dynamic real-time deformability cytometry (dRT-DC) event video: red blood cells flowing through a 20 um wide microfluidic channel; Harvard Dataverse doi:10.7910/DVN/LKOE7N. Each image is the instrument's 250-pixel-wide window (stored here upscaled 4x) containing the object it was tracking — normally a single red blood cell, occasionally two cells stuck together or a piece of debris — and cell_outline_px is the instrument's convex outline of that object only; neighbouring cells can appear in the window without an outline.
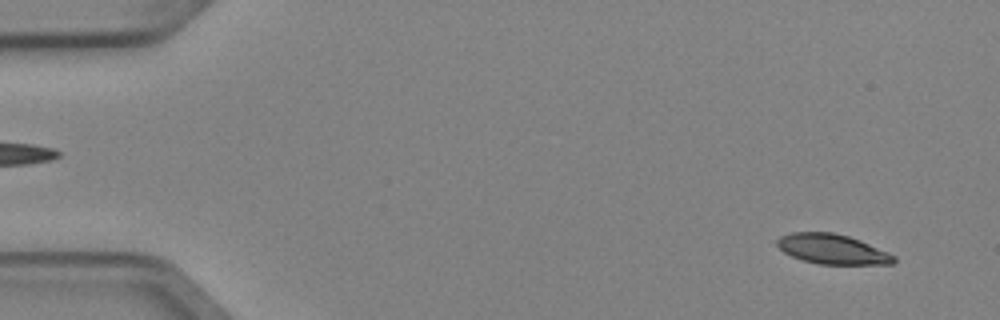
{"species": "Egyptian fruit bat (a non-hibernating species)", "species_latin": "Rousettus aegyptiacus", "temperature_condition": "cold", "stored_images_in_passage": 5, "camera_frame_rate_fps": 3000, "um_per_image_px": 0.085, "animal": {"sex": "female"}, "frame": {"image": 1, "passage_image": 5, "time_ms": 1.333, "image_size_px": [1000, 320], "cell_outline_px": [[896, 260], [892, 264], [820, 264], [804, 260], [792, 256], [784, 252], [776, 244], [776, 240], [780, 236], [792, 232], [832, 232], [848, 236], [860, 240], [888, 252], [896, 256]], "centroid_in_image_um": [70.75, 21.17], "position_along_channel_um": 14.3, "area_um2": 20.23}}